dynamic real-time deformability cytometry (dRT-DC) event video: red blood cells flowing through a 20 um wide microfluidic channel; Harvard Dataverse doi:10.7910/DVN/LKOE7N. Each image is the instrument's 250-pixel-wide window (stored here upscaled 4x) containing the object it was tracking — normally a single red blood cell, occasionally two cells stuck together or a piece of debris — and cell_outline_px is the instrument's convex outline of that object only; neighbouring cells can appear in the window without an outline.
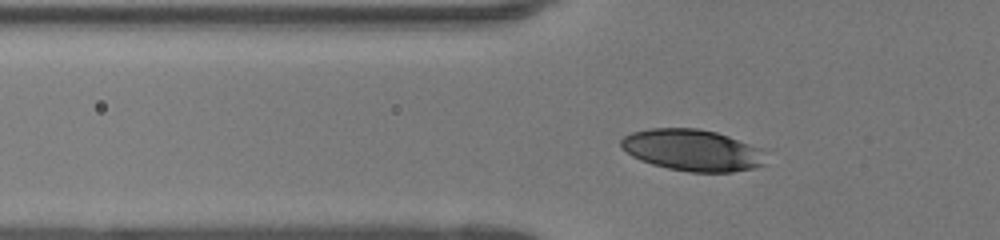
{"species": "human", "species_latin": "Homo sapiens", "temperature_condition": "room temperature", "stored_images_in_passage": 44, "camera_frame_rate_fps": 3000, "um_per_image_px": 0.085, "donor": {"sex": "female"}, "frame": {"image": 1, "passage_image": 11, "time_ms": 3.333, "image_size_px": [1000, 240], "cell_outline_px": [[764, 164], [752, 168], [732, 172], [688, 172], [668, 168], [652, 164], [640, 160], [632, 156], [620, 144], [620, 140], [624, 136], [632, 132], [652, 128], [700, 128], [716, 132], [728, 136], [760, 148]], "centroid_in_image_um": [58.81, 12.76], "position_along_channel_um": 67.0, "area_um2": 34.68}}
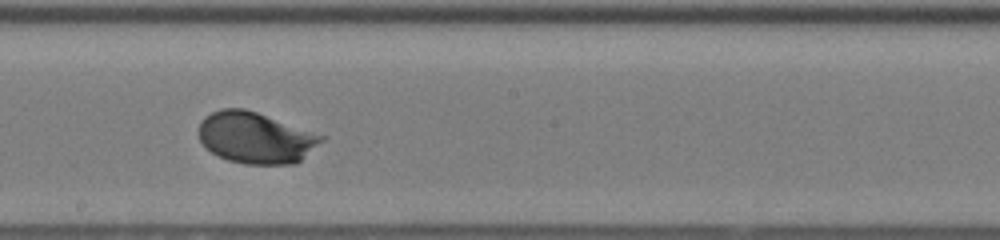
{"frame": {"image": 2, "passage_image": 23, "time_ms": 7.333, "image_size_px": [1000, 240], "cell_outline_px": [[328, 136], [324, 140], [296, 164], [244, 164], [228, 160], [212, 152], [200, 140], [200, 120], [204, 116], [220, 108], [244, 108]], "centroid_in_image_um": [21.76, 11.7], "position_along_channel_um": 226.4, "area_um2": 36.65}}
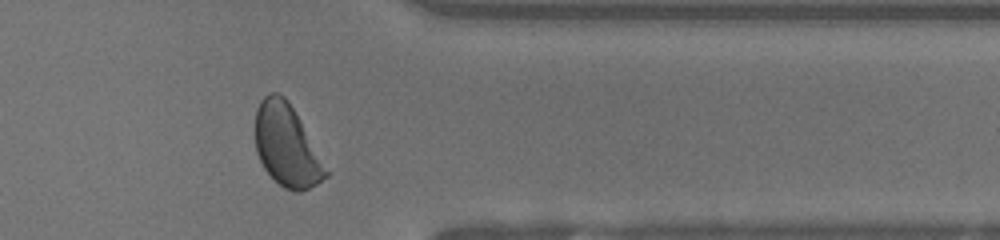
{"frame": {"image": 3, "passage_image": 35, "time_ms": 11.333, "image_size_px": [1000, 240], "cell_outline_px": [[332, 172], [328, 176], [316, 184], [300, 192], [296, 192], [284, 188], [264, 168], [256, 152], [256, 108], [260, 100], [268, 92], [276, 92], [284, 96], [288, 100]], "centroid_in_image_um": [24.41, 12.37], "position_along_channel_um": 387.0, "area_um2": 33.99}, "authors_computed_cell_mechanics": {"area_um2": 35.4603, "velocity_mm_per_s": 4.1258, "shape_relaxation_time_tau1_ms": 1.6706, "shape_relaxation_time_tau2_ms": null, "deformation_change_tau1": 0.1266, "deformation_change_tau2": null}}